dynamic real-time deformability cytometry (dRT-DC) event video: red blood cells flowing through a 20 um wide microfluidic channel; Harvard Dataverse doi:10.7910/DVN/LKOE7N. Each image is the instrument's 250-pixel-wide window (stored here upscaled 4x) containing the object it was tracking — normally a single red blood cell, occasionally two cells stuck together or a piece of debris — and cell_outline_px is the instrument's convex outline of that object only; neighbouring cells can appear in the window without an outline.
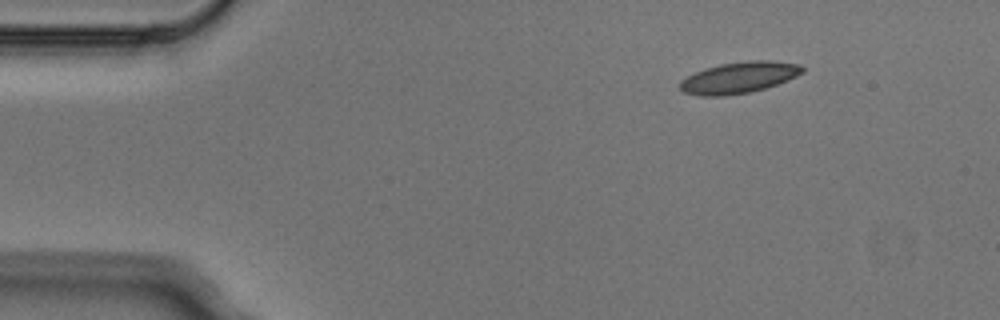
{"species": "Egyptian fruit bat (a non-hibernating species)", "species_latin": "Rousettus aegyptiacus", "temperature_condition": "cold", "stored_images_in_passage": 3, "camera_frame_rate_fps": 3000, "um_per_image_px": 0.085, "animal": {"sex": "male"}, "frame": {"image": 1, "passage_image": 1, "time_ms": 0.0, "image_size_px": [1000, 320], "cell_outline_px": [[804, 72], [796, 76], [776, 84], [764, 88], [748, 92], [724, 96], [700, 96], [684, 92], [680, 88], [680, 80], [704, 68], [720, 64], [748, 60], [772, 60], [800, 64], [804, 68]], "centroid_in_image_um": [62.81, 6.58], "position_along_channel_um": 22.2, "area_um2": 22.25}}